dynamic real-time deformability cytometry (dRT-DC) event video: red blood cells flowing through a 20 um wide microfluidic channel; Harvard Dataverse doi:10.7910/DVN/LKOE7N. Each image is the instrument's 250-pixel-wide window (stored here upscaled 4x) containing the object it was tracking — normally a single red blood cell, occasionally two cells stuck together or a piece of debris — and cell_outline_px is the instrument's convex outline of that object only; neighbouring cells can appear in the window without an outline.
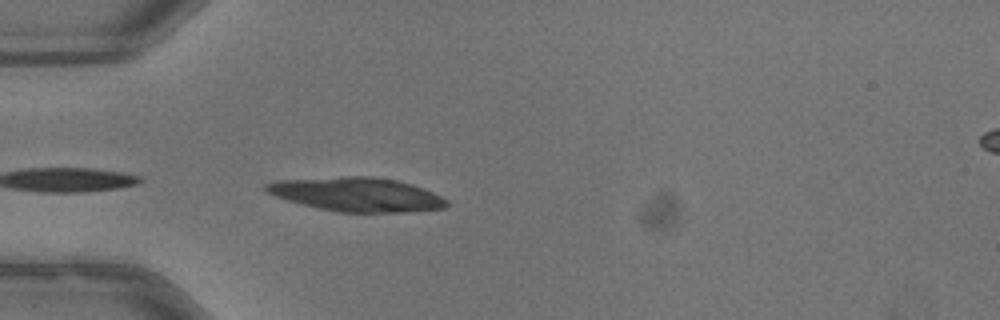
{"species": "common noctule bat (a hibernating species)", "species_latin": "Nyctalus noctula", "temperature_condition": "warm", "stored_images_in_passage": 17, "camera_frame_rate_fps": 3000, "um_per_image_px": 0.085, "animal": {"sex": "male", "body_mass_g": 13.3}, "frame": {"image": 1, "passage_image": 1, "time_ms": 0.0, "image_size_px": [1000, 320], "cell_outline_px": [[448, 204], [444, 208], [404, 212], [340, 212], [300, 204], [264, 192], [264, 184], [276, 180], [344, 176], [372, 176], [396, 180], [412, 184], [432, 192], [448, 200]], "centroid_in_image_um": [30.29, 16.51], "position_along_channel_um": 54.7, "area_um2": 35.72}}